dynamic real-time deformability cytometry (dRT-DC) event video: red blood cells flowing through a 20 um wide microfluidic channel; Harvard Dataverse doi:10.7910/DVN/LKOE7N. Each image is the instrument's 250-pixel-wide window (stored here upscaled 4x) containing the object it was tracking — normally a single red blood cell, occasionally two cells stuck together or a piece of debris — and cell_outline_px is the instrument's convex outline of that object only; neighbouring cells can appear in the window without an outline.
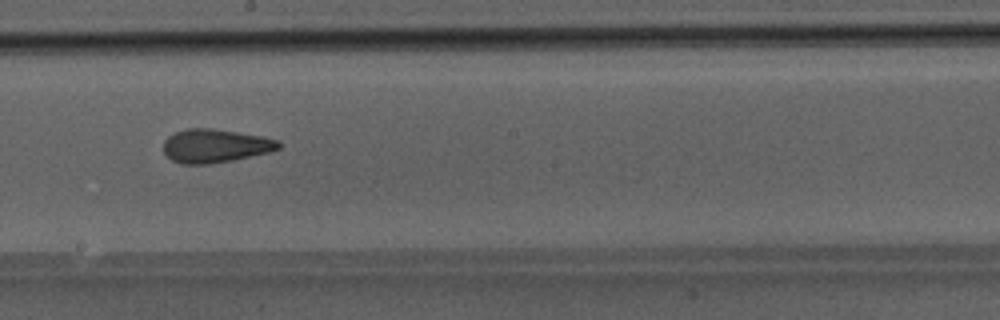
{"species": "Egyptian fruit bat (a non-hibernating species)", "species_latin": "Rousettus aegyptiacus", "temperature_condition": "room temperature", "stored_images_in_passage": 26, "camera_frame_rate_fps": 3000, "um_per_image_px": 0.085, "animal": {"sex": "male"}, "frame": {"image": 1, "passage_image": 21, "time_ms": 6.667, "image_size_px": [1000, 320], "cell_outline_px": [[280, 148], [272, 152], [232, 160], [208, 164], [180, 164], [172, 160], [164, 152], [164, 140], [168, 136], [176, 132], [188, 128], [212, 128], [260, 136], [280, 140]], "centroid_in_image_um": [18.3, 12.4], "position_along_channel_um": 229.9, "area_um2": 22.48}}